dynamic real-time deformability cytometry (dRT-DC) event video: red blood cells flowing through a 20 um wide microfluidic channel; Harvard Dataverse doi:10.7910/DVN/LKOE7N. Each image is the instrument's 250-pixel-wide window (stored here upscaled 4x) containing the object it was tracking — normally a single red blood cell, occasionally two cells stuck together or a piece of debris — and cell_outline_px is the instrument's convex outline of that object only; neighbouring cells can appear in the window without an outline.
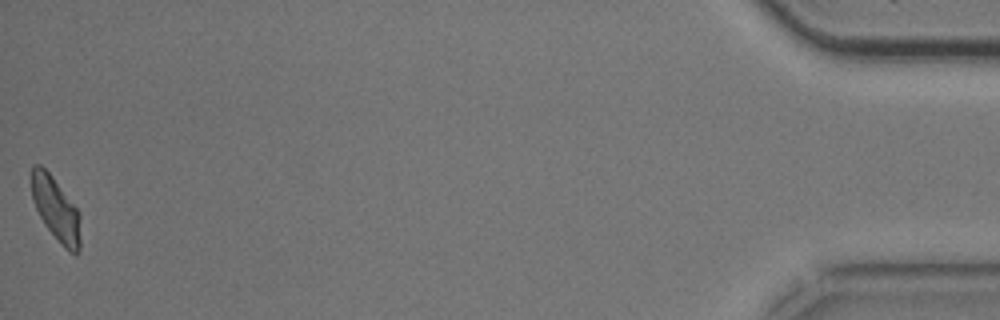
{"species": "common noctule bat (a hibernating species)", "species_latin": "Nyctalus noctula", "temperature_condition": "cold", "stored_images_in_passage": 39, "camera_frame_rate_fps": 3000, "um_per_image_px": 0.085, "animal": {"sex": "male", "body_mass_g": 20.5, "forearm_length_mm": 52.5}, "frame": {"image": 1, "passage_image": 39, "time_ms": 12.667, "image_size_px": [1000, 320], "cell_outline_px": [[80, 248], [76, 256], [68, 252], [64, 248], [44, 224], [32, 200], [32, 164], [40, 164], [52, 176], [80, 212]], "centroid_in_image_um": [4.77, 17.81], "position_along_channel_um": 430.4, "area_um2": 18.21}, "authors_computed_cell_mechanics": {"area_um2": 19.363, "velocity_mm_per_s": 3.7567, "shape_relaxation_time_tau1_ms": 4.2481, "shape_relaxation_time_tau2_ms": 8.8221, "deformation_change_tau1": 0.138, "deformation_change_tau2": 0.1701}}